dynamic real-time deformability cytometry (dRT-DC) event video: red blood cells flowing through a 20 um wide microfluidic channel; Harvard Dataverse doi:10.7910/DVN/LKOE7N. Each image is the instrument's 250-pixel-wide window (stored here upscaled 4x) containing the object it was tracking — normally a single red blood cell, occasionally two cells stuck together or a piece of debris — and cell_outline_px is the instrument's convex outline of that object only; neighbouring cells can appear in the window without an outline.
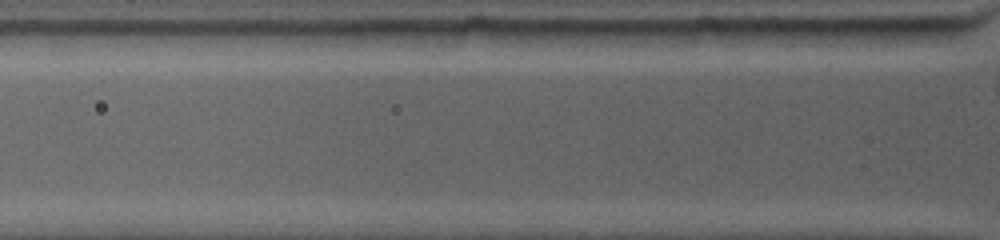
{"species": "common noctule bat (a hibernating species)", "species_latin": "Nyctalus noctula", "temperature_condition": "warm", "stored_images_in_passage": 2, "camera_frame_rate_fps": 4500, "um_per_image_px": 0.085, "animal": {"sex": "female", "body_mass_g": 19.0, "forearm_length_mm": 53.3}, "frame": {"image": 1, "passage_image": 2, "time_ms": 0.889, "image_size_px": [1000, 240], "cell_outline_px": [[964, 28], [956, 36], [924, 44], [896, 48], [868, 48], [844, 28]], "centroid_in_image_um": [76.58, 3.08], "position_along_channel_um": 49.2, "area_um2": 12.43}}